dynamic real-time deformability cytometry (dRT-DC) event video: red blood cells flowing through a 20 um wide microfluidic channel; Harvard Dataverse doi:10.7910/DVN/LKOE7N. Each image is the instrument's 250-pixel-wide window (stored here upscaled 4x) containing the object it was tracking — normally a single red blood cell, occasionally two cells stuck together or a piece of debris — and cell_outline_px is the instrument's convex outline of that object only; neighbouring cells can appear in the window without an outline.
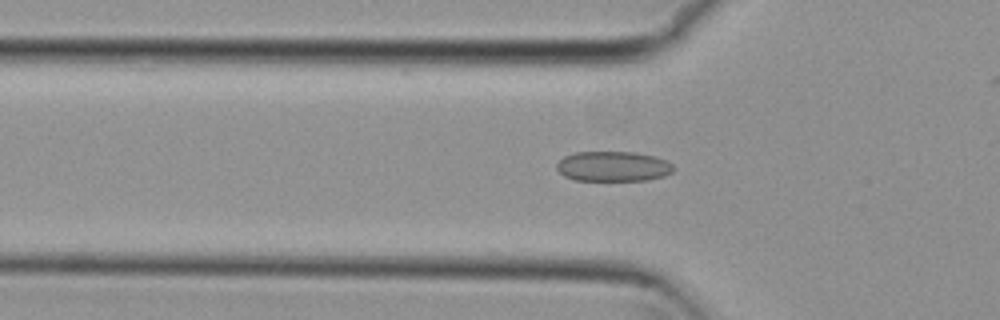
{"species": "common noctule bat (a hibernating species)", "species_latin": "Nyctalus noctula", "temperature_condition": "cold", "stored_images_in_passage": 36, "camera_frame_rate_fps": 3000, "um_per_image_px": 0.085, "animal": {"sex": "female", "body_mass_g": 29.2, "forearm_length_mm": 56.3}, "frame": {"image": 1, "passage_image": 6, "time_ms": 1.667, "image_size_px": [1000, 320], "cell_outline_px": [[676, 168], [672, 172], [664, 176], [648, 180], [572, 180], [564, 176], [556, 168], [556, 164], [564, 156], [576, 152], [636, 152], [656, 156], [672, 164]], "centroid_in_image_um": [52.12, 14.14], "position_along_channel_um": 73.7, "area_um2": 20.58}}
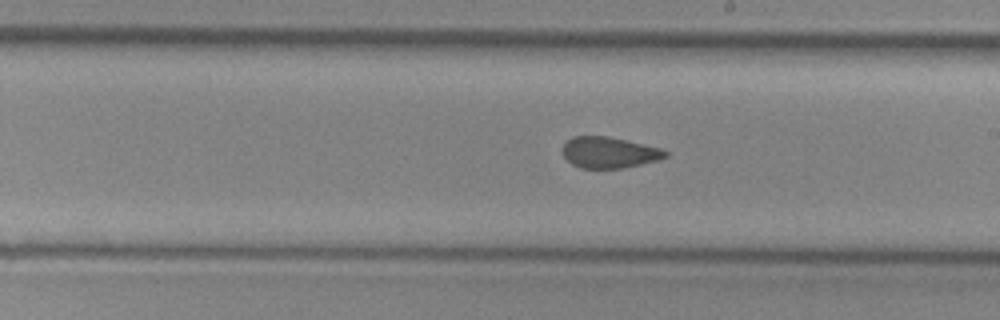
{"frame": {"image": 2, "passage_image": 19, "time_ms": 6.0, "image_size_px": [1000, 320], "cell_outline_px": [[668, 156], [660, 160], [624, 168], [580, 168], [572, 164], [564, 156], [560, 148], [572, 136], [608, 136], [660, 148], [668, 152]], "centroid_in_image_um": [51.77, 12.96], "position_along_channel_um": 237.2, "area_um2": 18.73}}
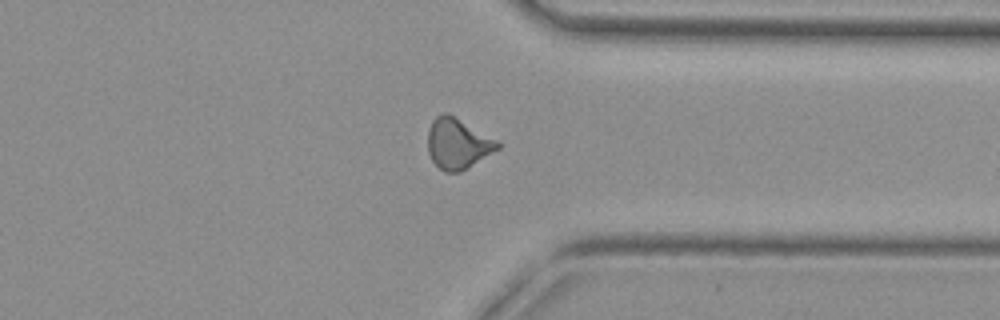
{"frame": {"image": 3, "passage_image": 30, "time_ms": 9.667, "image_size_px": [1000, 320], "cell_outline_px": [[500, 148], [460, 172], [444, 172], [432, 160], [428, 152], [428, 128], [432, 120], [436, 116], [444, 112], [448, 112], [500, 140]], "centroid_in_image_um": [38.93, 12.17], "position_along_channel_um": 372.5, "area_um2": 20.87}, "authors_computed_cell_mechanics": {"area_um2": 19.6231, "velocity_mm_per_s": 3.7643, "shape_relaxation_time_tau1_ms": 9.3973, "shape_relaxation_time_tau2_ms": 1.2513, "deformation_change_tau1": 0.1372, "deformation_change_tau2": 0.0706}}